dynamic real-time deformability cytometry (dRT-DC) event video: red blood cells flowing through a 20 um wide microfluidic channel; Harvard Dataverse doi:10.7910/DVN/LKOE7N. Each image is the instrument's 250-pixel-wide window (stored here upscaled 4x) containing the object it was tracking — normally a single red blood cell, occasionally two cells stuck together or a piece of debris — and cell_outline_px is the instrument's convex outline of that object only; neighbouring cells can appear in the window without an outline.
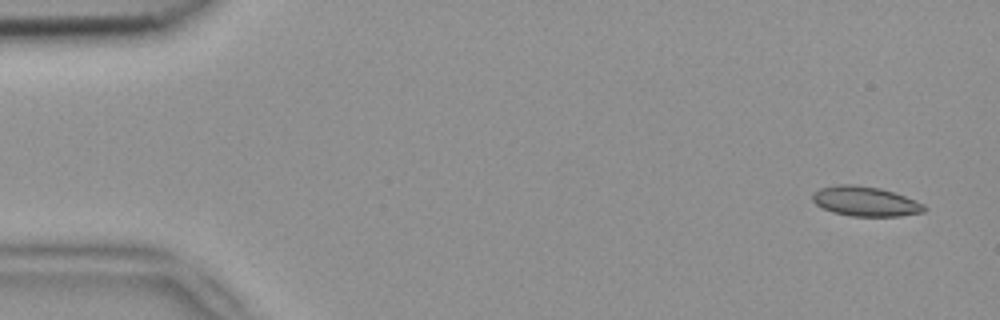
{"species": "common noctule bat (a hibernating species)", "species_latin": "Nyctalus noctula", "temperature_condition": "room temperature", "stored_images_in_passage": 5, "camera_frame_rate_fps": 3000, "um_per_image_px": 0.085, "animal": {"sex": "female", "body_mass_g": 18.4}, "frame": {"image": 1, "passage_image": 1, "time_ms": 0.0, "image_size_px": [1000, 320], "cell_outline_px": [[928, 208], [924, 212], [900, 216], [852, 216], [832, 212], [816, 204], [812, 200], [812, 192], [820, 188], [840, 184], [852, 184], [880, 188], [916, 200], [924, 204]], "centroid_in_image_um": [73.56, 17.11], "position_along_channel_um": 11.4, "area_um2": 19.36}}
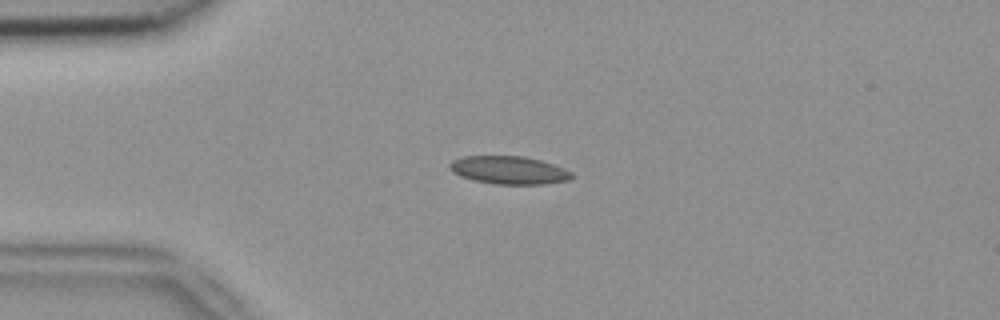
{"frame": {"image": 2, "passage_image": 4, "time_ms": 1.0, "image_size_px": [1000, 320], "cell_outline_px": [[572, 176], [568, 180], [544, 184], [496, 184], [476, 180], [460, 176], [452, 172], [448, 168], [448, 164], [452, 160], [464, 156], [524, 156], [540, 160], [564, 168], [572, 172]], "centroid_in_image_um": [43.23, 14.45], "position_along_channel_um": 41.8, "area_um2": 19.83}}